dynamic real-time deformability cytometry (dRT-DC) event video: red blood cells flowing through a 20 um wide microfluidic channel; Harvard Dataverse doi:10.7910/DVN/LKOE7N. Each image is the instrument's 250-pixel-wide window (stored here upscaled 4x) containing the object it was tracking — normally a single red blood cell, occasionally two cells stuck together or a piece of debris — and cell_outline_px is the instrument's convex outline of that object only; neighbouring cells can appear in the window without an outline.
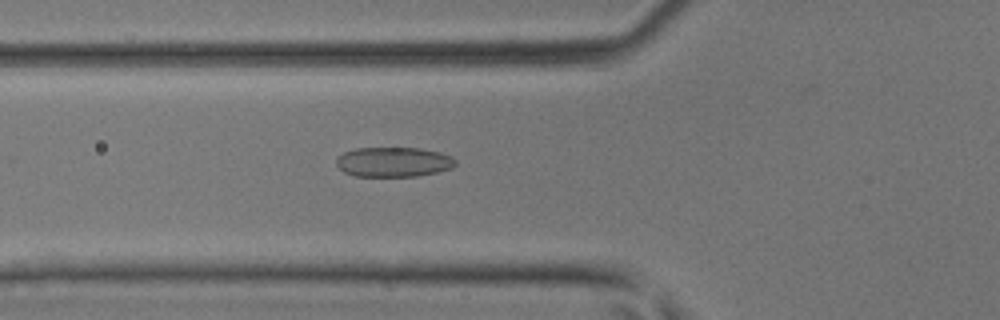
{"species": "common noctule bat (a hibernating species)", "species_latin": "Nyctalus noctula", "temperature_condition": "room temperature", "stored_images_in_passage": 36, "camera_frame_rate_fps": 3000, "um_per_image_px": 0.085, "animal": {"sex": "male", "body_mass_g": 17.9, "forearm_length_mm": 54.2}, "frame": {"image": 1, "passage_image": 7, "time_ms": 2.0, "image_size_px": [1000, 320], "cell_outline_px": [[456, 164], [452, 168], [436, 172], [416, 176], [356, 176], [344, 172], [336, 164], [336, 160], [344, 152], [356, 148], [420, 148], [440, 152], [452, 156], [456, 160]], "centroid_in_image_um": [33.47, 13.76], "position_along_channel_um": 92.3, "area_um2": 20.63}}
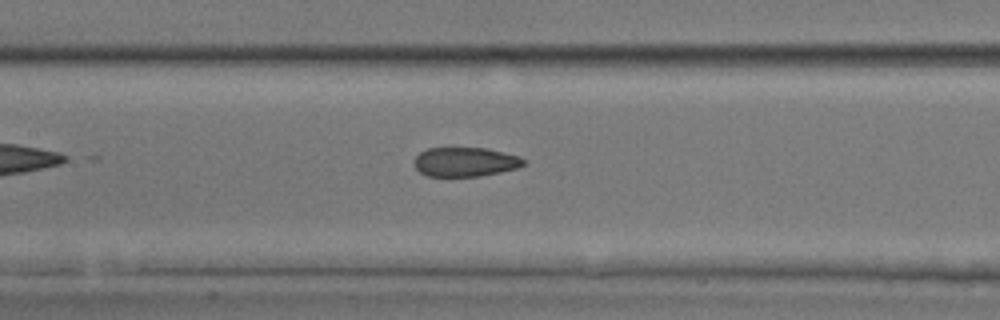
{"frame": {"image": 2, "passage_image": 12, "time_ms": 3.667, "image_size_px": [1000, 320], "cell_outline_px": [[524, 164], [516, 168], [500, 172], [480, 176], [428, 176], [420, 172], [412, 164], [416, 156], [420, 152], [428, 148], [488, 148], [520, 156], [524, 160]], "centroid_in_image_um": [39.52, 13.76], "position_along_channel_um": 167.9, "area_um2": 18.67}}
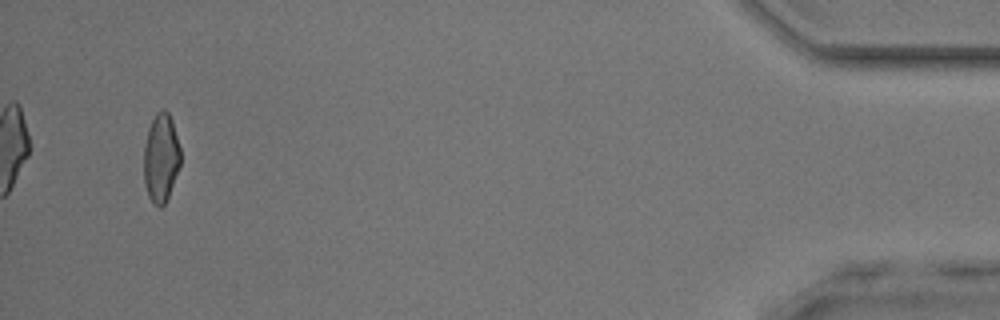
{"frame": {"image": 3, "passage_image": 34, "time_ms": 11.0, "image_size_px": [1000, 320], "cell_outline_px": [[180, 164], [168, 196], [164, 204], [160, 208], [152, 204], [148, 196], [144, 184], [144, 148], [148, 128], [156, 112], [164, 108], [168, 112], [172, 120], [180, 148]], "centroid_in_image_um": [13.67, 13.42], "position_along_channel_um": 421.5, "area_um2": 18.96}}